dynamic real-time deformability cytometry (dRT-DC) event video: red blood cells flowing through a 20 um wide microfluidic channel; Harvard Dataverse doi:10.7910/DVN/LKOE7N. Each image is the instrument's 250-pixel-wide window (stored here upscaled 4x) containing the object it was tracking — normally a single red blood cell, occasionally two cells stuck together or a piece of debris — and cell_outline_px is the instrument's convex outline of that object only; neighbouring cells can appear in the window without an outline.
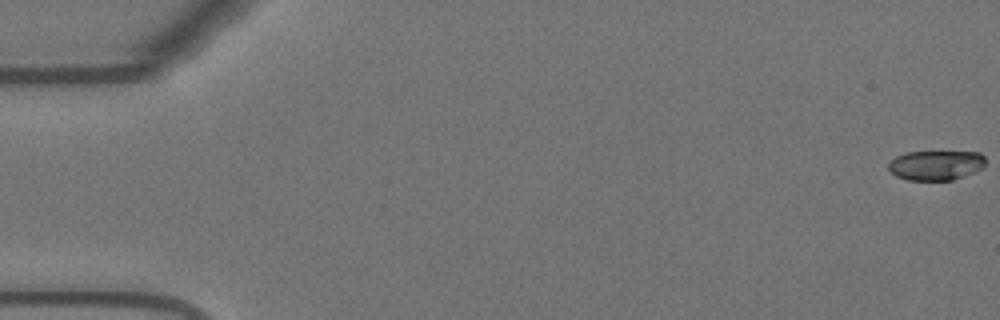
{"species": "Egyptian fruit bat (a non-hibernating species)", "species_latin": "Rousettus aegyptiacus", "temperature_condition": "warm", "stored_images_in_passage": 12, "camera_frame_rate_fps": 3000, "um_per_image_px": 0.085, "animal": {"sex": "female"}, "frame": {"image": 1, "passage_image": 1, "time_ms": 0.0, "image_size_px": [1000, 320], "cell_outline_px": [[984, 168], [952, 180], [908, 180], [896, 176], [888, 168], [888, 164], [896, 156], [908, 152], [980, 152], [984, 156]], "centroid_in_image_um": [79.56, 14.04], "position_along_channel_um": 5.4, "area_um2": 16.7}}